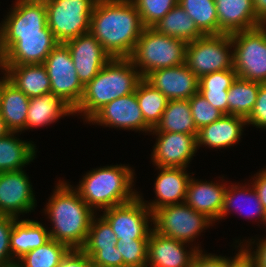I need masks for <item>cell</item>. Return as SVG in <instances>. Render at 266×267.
<instances>
[{
  "mask_svg": "<svg viewBox=\"0 0 266 267\" xmlns=\"http://www.w3.org/2000/svg\"><path fill=\"white\" fill-rule=\"evenodd\" d=\"M144 28L131 0H97L89 32L111 58H130Z\"/></svg>",
  "mask_w": 266,
  "mask_h": 267,
  "instance_id": "1",
  "label": "cell"
},
{
  "mask_svg": "<svg viewBox=\"0 0 266 267\" xmlns=\"http://www.w3.org/2000/svg\"><path fill=\"white\" fill-rule=\"evenodd\" d=\"M45 215L52 226L49 237L66 244L70 249H81L87 239L95 213L68 182L59 180L53 195L46 203Z\"/></svg>",
  "mask_w": 266,
  "mask_h": 267,
  "instance_id": "2",
  "label": "cell"
},
{
  "mask_svg": "<svg viewBox=\"0 0 266 267\" xmlns=\"http://www.w3.org/2000/svg\"><path fill=\"white\" fill-rule=\"evenodd\" d=\"M143 79L130 58H111L99 73L84 86L79 104L73 109L87 122L111 101L135 92Z\"/></svg>",
  "mask_w": 266,
  "mask_h": 267,
  "instance_id": "3",
  "label": "cell"
},
{
  "mask_svg": "<svg viewBox=\"0 0 266 267\" xmlns=\"http://www.w3.org/2000/svg\"><path fill=\"white\" fill-rule=\"evenodd\" d=\"M84 175L74 189L95 213L132 201L139 194L133 189L135 173L129 165H107Z\"/></svg>",
  "mask_w": 266,
  "mask_h": 267,
  "instance_id": "4",
  "label": "cell"
},
{
  "mask_svg": "<svg viewBox=\"0 0 266 267\" xmlns=\"http://www.w3.org/2000/svg\"><path fill=\"white\" fill-rule=\"evenodd\" d=\"M187 43L181 39L159 34L153 28H144L130 56L140 75L185 63Z\"/></svg>",
  "mask_w": 266,
  "mask_h": 267,
  "instance_id": "5",
  "label": "cell"
},
{
  "mask_svg": "<svg viewBox=\"0 0 266 267\" xmlns=\"http://www.w3.org/2000/svg\"><path fill=\"white\" fill-rule=\"evenodd\" d=\"M237 76L266 83V24L231 34Z\"/></svg>",
  "mask_w": 266,
  "mask_h": 267,
  "instance_id": "6",
  "label": "cell"
},
{
  "mask_svg": "<svg viewBox=\"0 0 266 267\" xmlns=\"http://www.w3.org/2000/svg\"><path fill=\"white\" fill-rule=\"evenodd\" d=\"M97 0H45L47 26L59 43L89 33Z\"/></svg>",
  "mask_w": 266,
  "mask_h": 267,
  "instance_id": "7",
  "label": "cell"
},
{
  "mask_svg": "<svg viewBox=\"0 0 266 267\" xmlns=\"http://www.w3.org/2000/svg\"><path fill=\"white\" fill-rule=\"evenodd\" d=\"M232 48L230 34L204 35L187 43L185 64L199 79L215 71L233 69Z\"/></svg>",
  "mask_w": 266,
  "mask_h": 267,
  "instance_id": "8",
  "label": "cell"
},
{
  "mask_svg": "<svg viewBox=\"0 0 266 267\" xmlns=\"http://www.w3.org/2000/svg\"><path fill=\"white\" fill-rule=\"evenodd\" d=\"M213 223L205 214L195 211L185 202L161 207L153 213L156 232L189 245Z\"/></svg>",
  "mask_w": 266,
  "mask_h": 267,
  "instance_id": "9",
  "label": "cell"
},
{
  "mask_svg": "<svg viewBox=\"0 0 266 267\" xmlns=\"http://www.w3.org/2000/svg\"><path fill=\"white\" fill-rule=\"evenodd\" d=\"M13 6L0 23V56L19 36L43 35L47 27L45 1L16 0Z\"/></svg>",
  "mask_w": 266,
  "mask_h": 267,
  "instance_id": "10",
  "label": "cell"
},
{
  "mask_svg": "<svg viewBox=\"0 0 266 267\" xmlns=\"http://www.w3.org/2000/svg\"><path fill=\"white\" fill-rule=\"evenodd\" d=\"M143 199L142 194H138L132 201L102 211L101 216L110 224L118 242L149 239L154 229L153 213Z\"/></svg>",
  "mask_w": 266,
  "mask_h": 267,
  "instance_id": "11",
  "label": "cell"
},
{
  "mask_svg": "<svg viewBox=\"0 0 266 267\" xmlns=\"http://www.w3.org/2000/svg\"><path fill=\"white\" fill-rule=\"evenodd\" d=\"M43 65L51 82V92L74 109L82 98L84 86L78 79L67 45L58 43Z\"/></svg>",
  "mask_w": 266,
  "mask_h": 267,
  "instance_id": "12",
  "label": "cell"
},
{
  "mask_svg": "<svg viewBox=\"0 0 266 267\" xmlns=\"http://www.w3.org/2000/svg\"><path fill=\"white\" fill-rule=\"evenodd\" d=\"M32 183L25 170L0 173V215L20 219L36 207Z\"/></svg>",
  "mask_w": 266,
  "mask_h": 267,
  "instance_id": "13",
  "label": "cell"
},
{
  "mask_svg": "<svg viewBox=\"0 0 266 267\" xmlns=\"http://www.w3.org/2000/svg\"><path fill=\"white\" fill-rule=\"evenodd\" d=\"M89 124L151 133L145 123L135 92L104 105L88 121Z\"/></svg>",
  "mask_w": 266,
  "mask_h": 267,
  "instance_id": "14",
  "label": "cell"
},
{
  "mask_svg": "<svg viewBox=\"0 0 266 267\" xmlns=\"http://www.w3.org/2000/svg\"><path fill=\"white\" fill-rule=\"evenodd\" d=\"M156 143L151 160L156 167L187 168L197 153V135L175 132H152Z\"/></svg>",
  "mask_w": 266,
  "mask_h": 267,
  "instance_id": "15",
  "label": "cell"
},
{
  "mask_svg": "<svg viewBox=\"0 0 266 267\" xmlns=\"http://www.w3.org/2000/svg\"><path fill=\"white\" fill-rule=\"evenodd\" d=\"M73 59L78 79L89 83L111 60L100 42L89 32L65 42Z\"/></svg>",
  "mask_w": 266,
  "mask_h": 267,
  "instance_id": "16",
  "label": "cell"
},
{
  "mask_svg": "<svg viewBox=\"0 0 266 267\" xmlns=\"http://www.w3.org/2000/svg\"><path fill=\"white\" fill-rule=\"evenodd\" d=\"M186 244L163 236L153 229L148 241L146 267H191L194 256L203 250L199 244L191 248Z\"/></svg>",
  "mask_w": 266,
  "mask_h": 267,
  "instance_id": "17",
  "label": "cell"
},
{
  "mask_svg": "<svg viewBox=\"0 0 266 267\" xmlns=\"http://www.w3.org/2000/svg\"><path fill=\"white\" fill-rule=\"evenodd\" d=\"M144 79L169 101L190 99L199 90V78L185 63L154 70Z\"/></svg>",
  "mask_w": 266,
  "mask_h": 267,
  "instance_id": "18",
  "label": "cell"
},
{
  "mask_svg": "<svg viewBox=\"0 0 266 267\" xmlns=\"http://www.w3.org/2000/svg\"><path fill=\"white\" fill-rule=\"evenodd\" d=\"M58 43L48 26L43 35L19 36L0 56V65L43 64Z\"/></svg>",
  "mask_w": 266,
  "mask_h": 267,
  "instance_id": "19",
  "label": "cell"
},
{
  "mask_svg": "<svg viewBox=\"0 0 266 267\" xmlns=\"http://www.w3.org/2000/svg\"><path fill=\"white\" fill-rule=\"evenodd\" d=\"M159 170L154 183V200L144 201V204L154 213L157 209L183 203L185 201L187 185L192 175L187 173L186 168L156 167Z\"/></svg>",
  "mask_w": 266,
  "mask_h": 267,
  "instance_id": "20",
  "label": "cell"
},
{
  "mask_svg": "<svg viewBox=\"0 0 266 267\" xmlns=\"http://www.w3.org/2000/svg\"><path fill=\"white\" fill-rule=\"evenodd\" d=\"M227 188L226 183L196 180L190 177L185 203L195 211L205 214L214 223L220 221V212L224 202V194Z\"/></svg>",
  "mask_w": 266,
  "mask_h": 267,
  "instance_id": "21",
  "label": "cell"
},
{
  "mask_svg": "<svg viewBox=\"0 0 266 267\" xmlns=\"http://www.w3.org/2000/svg\"><path fill=\"white\" fill-rule=\"evenodd\" d=\"M219 34L252 29L263 23L256 17L253 0H215Z\"/></svg>",
  "mask_w": 266,
  "mask_h": 267,
  "instance_id": "22",
  "label": "cell"
},
{
  "mask_svg": "<svg viewBox=\"0 0 266 267\" xmlns=\"http://www.w3.org/2000/svg\"><path fill=\"white\" fill-rule=\"evenodd\" d=\"M245 125V118L224 114L217 121L198 130L197 149L203 145L220 150L234 146L241 140Z\"/></svg>",
  "mask_w": 266,
  "mask_h": 267,
  "instance_id": "23",
  "label": "cell"
},
{
  "mask_svg": "<svg viewBox=\"0 0 266 267\" xmlns=\"http://www.w3.org/2000/svg\"><path fill=\"white\" fill-rule=\"evenodd\" d=\"M5 78L27 97L51 91V82L43 64L0 65Z\"/></svg>",
  "mask_w": 266,
  "mask_h": 267,
  "instance_id": "24",
  "label": "cell"
},
{
  "mask_svg": "<svg viewBox=\"0 0 266 267\" xmlns=\"http://www.w3.org/2000/svg\"><path fill=\"white\" fill-rule=\"evenodd\" d=\"M30 98L11 84L3 75L0 88V116L11 132L26 130Z\"/></svg>",
  "mask_w": 266,
  "mask_h": 267,
  "instance_id": "25",
  "label": "cell"
},
{
  "mask_svg": "<svg viewBox=\"0 0 266 267\" xmlns=\"http://www.w3.org/2000/svg\"><path fill=\"white\" fill-rule=\"evenodd\" d=\"M67 115H74L73 108L51 91L38 97L30 98L26 117V131L32 128L48 126Z\"/></svg>",
  "mask_w": 266,
  "mask_h": 267,
  "instance_id": "26",
  "label": "cell"
},
{
  "mask_svg": "<svg viewBox=\"0 0 266 267\" xmlns=\"http://www.w3.org/2000/svg\"><path fill=\"white\" fill-rule=\"evenodd\" d=\"M246 185L241 186L238 182L237 184L231 183V185L227 186L220 212V220H224L231 211H237V213L239 211L240 215L244 214L249 219L257 217V219L255 218V222L256 220H259L261 223L263 222L265 209L252 184L249 185L248 183Z\"/></svg>",
  "mask_w": 266,
  "mask_h": 267,
  "instance_id": "27",
  "label": "cell"
},
{
  "mask_svg": "<svg viewBox=\"0 0 266 267\" xmlns=\"http://www.w3.org/2000/svg\"><path fill=\"white\" fill-rule=\"evenodd\" d=\"M46 228L39 221L16 218L10 234V248L15 262L50 239L49 231Z\"/></svg>",
  "mask_w": 266,
  "mask_h": 267,
  "instance_id": "28",
  "label": "cell"
},
{
  "mask_svg": "<svg viewBox=\"0 0 266 267\" xmlns=\"http://www.w3.org/2000/svg\"><path fill=\"white\" fill-rule=\"evenodd\" d=\"M16 135L18 132H11L0 139V173L23 170L35 160L36 144H33V141L21 140Z\"/></svg>",
  "mask_w": 266,
  "mask_h": 267,
  "instance_id": "29",
  "label": "cell"
},
{
  "mask_svg": "<svg viewBox=\"0 0 266 267\" xmlns=\"http://www.w3.org/2000/svg\"><path fill=\"white\" fill-rule=\"evenodd\" d=\"M152 28L159 34L181 39L186 43L204 36L179 3Z\"/></svg>",
  "mask_w": 266,
  "mask_h": 267,
  "instance_id": "30",
  "label": "cell"
},
{
  "mask_svg": "<svg viewBox=\"0 0 266 267\" xmlns=\"http://www.w3.org/2000/svg\"><path fill=\"white\" fill-rule=\"evenodd\" d=\"M151 132H175L197 135L189 100H170L162 114V118Z\"/></svg>",
  "mask_w": 266,
  "mask_h": 267,
  "instance_id": "31",
  "label": "cell"
},
{
  "mask_svg": "<svg viewBox=\"0 0 266 267\" xmlns=\"http://www.w3.org/2000/svg\"><path fill=\"white\" fill-rule=\"evenodd\" d=\"M259 86V82L237 76L228 89V114L247 119L257 100Z\"/></svg>",
  "mask_w": 266,
  "mask_h": 267,
  "instance_id": "32",
  "label": "cell"
},
{
  "mask_svg": "<svg viewBox=\"0 0 266 267\" xmlns=\"http://www.w3.org/2000/svg\"><path fill=\"white\" fill-rule=\"evenodd\" d=\"M135 94L145 123L154 129L162 118L168 98L144 78L138 83Z\"/></svg>",
  "mask_w": 266,
  "mask_h": 267,
  "instance_id": "33",
  "label": "cell"
},
{
  "mask_svg": "<svg viewBox=\"0 0 266 267\" xmlns=\"http://www.w3.org/2000/svg\"><path fill=\"white\" fill-rule=\"evenodd\" d=\"M70 248L54 239L35 248L16 261L15 267H58Z\"/></svg>",
  "mask_w": 266,
  "mask_h": 267,
  "instance_id": "34",
  "label": "cell"
},
{
  "mask_svg": "<svg viewBox=\"0 0 266 267\" xmlns=\"http://www.w3.org/2000/svg\"><path fill=\"white\" fill-rule=\"evenodd\" d=\"M204 35H219L215 0H178Z\"/></svg>",
  "mask_w": 266,
  "mask_h": 267,
  "instance_id": "35",
  "label": "cell"
},
{
  "mask_svg": "<svg viewBox=\"0 0 266 267\" xmlns=\"http://www.w3.org/2000/svg\"><path fill=\"white\" fill-rule=\"evenodd\" d=\"M97 215L91 221L86 242L81 248L90 258L100 248H112L118 242L110 224L101 215H98L99 218Z\"/></svg>",
  "mask_w": 266,
  "mask_h": 267,
  "instance_id": "36",
  "label": "cell"
},
{
  "mask_svg": "<svg viewBox=\"0 0 266 267\" xmlns=\"http://www.w3.org/2000/svg\"><path fill=\"white\" fill-rule=\"evenodd\" d=\"M137 8L145 28H152L174 6L178 0H131Z\"/></svg>",
  "mask_w": 266,
  "mask_h": 267,
  "instance_id": "37",
  "label": "cell"
},
{
  "mask_svg": "<svg viewBox=\"0 0 266 267\" xmlns=\"http://www.w3.org/2000/svg\"><path fill=\"white\" fill-rule=\"evenodd\" d=\"M149 239H131L117 242L116 246L123 257V267H146Z\"/></svg>",
  "mask_w": 266,
  "mask_h": 267,
  "instance_id": "38",
  "label": "cell"
},
{
  "mask_svg": "<svg viewBox=\"0 0 266 267\" xmlns=\"http://www.w3.org/2000/svg\"><path fill=\"white\" fill-rule=\"evenodd\" d=\"M188 100L194 124L198 130L217 121L224 115L219 109L211 106L199 92Z\"/></svg>",
  "mask_w": 266,
  "mask_h": 267,
  "instance_id": "39",
  "label": "cell"
},
{
  "mask_svg": "<svg viewBox=\"0 0 266 267\" xmlns=\"http://www.w3.org/2000/svg\"><path fill=\"white\" fill-rule=\"evenodd\" d=\"M15 222V217L0 215V267H15L10 248V234Z\"/></svg>",
  "mask_w": 266,
  "mask_h": 267,
  "instance_id": "40",
  "label": "cell"
},
{
  "mask_svg": "<svg viewBox=\"0 0 266 267\" xmlns=\"http://www.w3.org/2000/svg\"><path fill=\"white\" fill-rule=\"evenodd\" d=\"M235 245V248L240 247L239 251L233 257H226L216 254H206L205 251H199L192 261L191 267H230L242 254V244Z\"/></svg>",
  "mask_w": 266,
  "mask_h": 267,
  "instance_id": "41",
  "label": "cell"
},
{
  "mask_svg": "<svg viewBox=\"0 0 266 267\" xmlns=\"http://www.w3.org/2000/svg\"><path fill=\"white\" fill-rule=\"evenodd\" d=\"M236 78L234 68L215 71L199 79V89H229Z\"/></svg>",
  "mask_w": 266,
  "mask_h": 267,
  "instance_id": "42",
  "label": "cell"
},
{
  "mask_svg": "<svg viewBox=\"0 0 266 267\" xmlns=\"http://www.w3.org/2000/svg\"><path fill=\"white\" fill-rule=\"evenodd\" d=\"M247 126L266 129V83H260L254 108L246 119Z\"/></svg>",
  "mask_w": 266,
  "mask_h": 267,
  "instance_id": "43",
  "label": "cell"
},
{
  "mask_svg": "<svg viewBox=\"0 0 266 267\" xmlns=\"http://www.w3.org/2000/svg\"><path fill=\"white\" fill-rule=\"evenodd\" d=\"M256 240H258L257 243L255 242ZM256 240L251 238L248 239V241L245 240L244 243L238 239L234 243H242L243 254L252 262L254 267H266V238L261 239L260 237V239L257 238ZM254 243L256 245H254ZM252 245L256 246L257 248L254 249ZM251 249L254 250L252 251Z\"/></svg>",
  "mask_w": 266,
  "mask_h": 267,
  "instance_id": "44",
  "label": "cell"
},
{
  "mask_svg": "<svg viewBox=\"0 0 266 267\" xmlns=\"http://www.w3.org/2000/svg\"><path fill=\"white\" fill-rule=\"evenodd\" d=\"M90 259L92 267H123V257L117 246L100 248Z\"/></svg>",
  "mask_w": 266,
  "mask_h": 267,
  "instance_id": "45",
  "label": "cell"
},
{
  "mask_svg": "<svg viewBox=\"0 0 266 267\" xmlns=\"http://www.w3.org/2000/svg\"><path fill=\"white\" fill-rule=\"evenodd\" d=\"M198 92L222 113L228 114V89H199Z\"/></svg>",
  "mask_w": 266,
  "mask_h": 267,
  "instance_id": "46",
  "label": "cell"
},
{
  "mask_svg": "<svg viewBox=\"0 0 266 267\" xmlns=\"http://www.w3.org/2000/svg\"><path fill=\"white\" fill-rule=\"evenodd\" d=\"M58 267H92L90 257L82 249H70Z\"/></svg>",
  "mask_w": 266,
  "mask_h": 267,
  "instance_id": "47",
  "label": "cell"
},
{
  "mask_svg": "<svg viewBox=\"0 0 266 267\" xmlns=\"http://www.w3.org/2000/svg\"><path fill=\"white\" fill-rule=\"evenodd\" d=\"M251 179H253L251 184L255 189L264 209H266V167L254 174V177H251Z\"/></svg>",
  "mask_w": 266,
  "mask_h": 267,
  "instance_id": "48",
  "label": "cell"
},
{
  "mask_svg": "<svg viewBox=\"0 0 266 267\" xmlns=\"http://www.w3.org/2000/svg\"><path fill=\"white\" fill-rule=\"evenodd\" d=\"M256 17L266 24V0H253Z\"/></svg>",
  "mask_w": 266,
  "mask_h": 267,
  "instance_id": "49",
  "label": "cell"
},
{
  "mask_svg": "<svg viewBox=\"0 0 266 267\" xmlns=\"http://www.w3.org/2000/svg\"><path fill=\"white\" fill-rule=\"evenodd\" d=\"M230 267H254L252 262L242 254Z\"/></svg>",
  "mask_w": 266,
  "mask_h": 267,
  "instance_id": "50",
  "label": "cell"
},
{
  "mask_svg": "<svg viewBox=\"0 0 266 267\" xmlns=\"http://www.w3.org/2000/svg\"><path fill=\"white\" fill-rule=\"evenodd\" d=\"M9 133H11V131L7 128L5 122L3 121V119L0 116V139L4 138Z\"/></svg>",
  "mask_w": 266,
  "mask_h": 267,
  "instance_id": "51",
  "label": "cell"
},
{
  "mask_svg": "<svg viewBox=\"0 0 266 267\" xmlns=\"http://www.w3.org/2000/svg\"><path fill=\"white\" fill-rule=\"evenodd\" d=\"M264 225H266V209H265V216H264V220L262 222ZM266 227V226H265Z\"/></svg>",
  "mask_w": 266,
  "mask_h": 267,
  "instance_id": "52",
  "label": "cell"
},
{
  "mask_svg": "<svg viewBox=\"0 0 266 267\" xmlns=\"http://www.w3.org/2000/svg\"><path fill=\"white\" fill-rule=\"evenodd\" d=\"M17 1H45V0H17Z\"/></svg>",
  "mask_w": 266,
  "mask_h": 267,
  "instance_id": "53",
  "label": "cell"
}]
</instances>
